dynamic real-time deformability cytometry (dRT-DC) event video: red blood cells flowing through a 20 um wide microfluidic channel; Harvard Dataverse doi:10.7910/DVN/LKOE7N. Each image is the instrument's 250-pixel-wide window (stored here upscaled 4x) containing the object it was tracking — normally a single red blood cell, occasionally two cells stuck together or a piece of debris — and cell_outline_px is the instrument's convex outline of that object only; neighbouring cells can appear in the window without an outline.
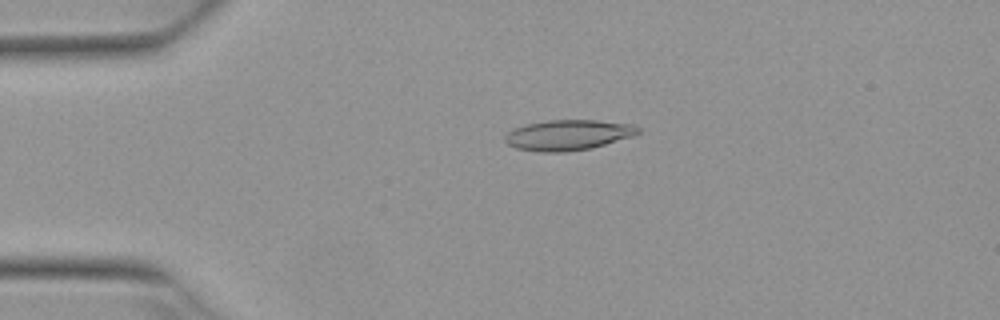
{"species": "Egyptian fruit bat (a non-hibernating species)", "species_latin": "Rousettus aegyptiacus", "temperature_condition": "warm", "stored_images_in_passage": 4, "camera_frame_rate_fps": 3000, "um_per_image_px": 0.085, "animal": {"sex": "female"}, "frame": {"image": 1, "passage_image": 3, "time_ms": 0.667, "image_size_px": [1000, 320], "cell_outline_px": [[640, 132], [632, 136], [592, 148], [564, 152], [540, 152], [516, 148], [508, 144], [504, 140], [504, 136], [508, 132], [524, 124], [548, 120], [596, 120], [636, 124], [640, 128]], "centroid_in_image_um": [48.3, 11.47], "position_along_channel_um": 36.7, "area_um2": 23.7}}